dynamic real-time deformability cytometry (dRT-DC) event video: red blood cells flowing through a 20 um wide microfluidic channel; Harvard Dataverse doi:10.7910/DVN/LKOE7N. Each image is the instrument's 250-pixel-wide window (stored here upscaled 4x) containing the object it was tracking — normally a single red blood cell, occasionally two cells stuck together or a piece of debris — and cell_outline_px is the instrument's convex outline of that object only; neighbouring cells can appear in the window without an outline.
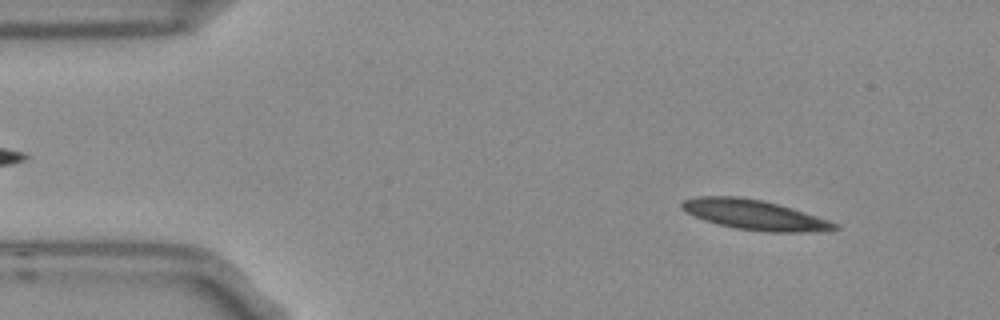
{"species": "Egyptian fruit bat (a non-hibernating species)", "species_latin": "Rousettus aegyptiacus", "temperature_condition": "room temperature", "stored_images_in_passage": 4, "camera_frame_rate_fps": 3000, "um_per_image_px": 0.085, "frame": {"image": 1, "passage_image": 1, "time_ms": 0.0, "image_size_px": [1000, 320], "cell_outline_px": [[840, 228], [812, 232], [764, 232], [736, 228], [704, 220], [680, 208], [680, 204], [684, 200], [700, 196], [740, 196], [760, 200], [792, 208], [840, 224]], "centroid_in_image_um": [64.15, 18.26], "position_along_channel_um": 20.9, "area_um2": 26.36}}
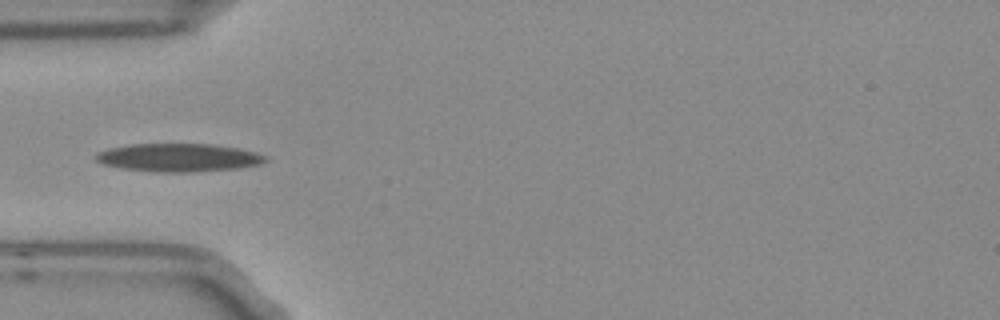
{"frame": {"image": 2, "passage_image": 4, "time_ms": 1.0, "image_size_px": [1000, 320], "cell_outline_px": [[268, 160], [260, 164], [236, 168], [188, 172], [156, 172], [120, 168], [104, 164], [96, 160], [96, 152], [108, 148], [132, 144], [212, 144], [236, 148], [256, 152], [268, 156]], "centroid_in_image_um": [15.17, 13.39], "position_along_channel_um": 69.8, "area_um2": 27.74}}